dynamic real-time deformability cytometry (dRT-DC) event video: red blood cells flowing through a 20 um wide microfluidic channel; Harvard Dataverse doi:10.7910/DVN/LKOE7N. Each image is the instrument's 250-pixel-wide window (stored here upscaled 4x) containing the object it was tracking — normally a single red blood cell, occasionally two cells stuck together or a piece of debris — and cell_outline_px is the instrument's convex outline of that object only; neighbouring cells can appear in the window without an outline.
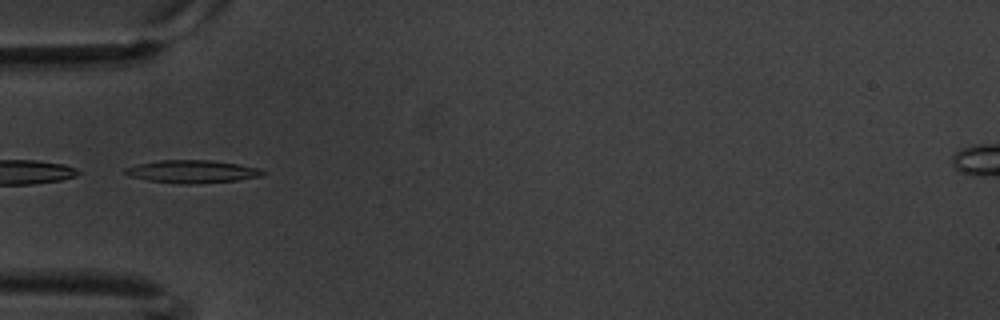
{"species": "common noctule bat (a hibernating species)", "species_latin": "Nyctalus noctula", "temperature_condition": "warm", "stored_images_in_passage": 5, "camera_frame_rate_fps": 3000, "um_per_image_px": 0.085, "animal": {"sex": "male", "body_mass_g": 20.1, "forearm_length_mm": 53.5}, "frame": {"image": 1, "passage_image": 1, "time_ms": 0.0, "image_size_px": [1000, 320], "cell_outline_px": [[268, 172], [264, 176], [236, 180], [196, 184], [180, 184], [148, 180], [128, 176], [124, 172], [124, 168], [136, 164], [160, 160], [208, 160], [236, 164], [260, 168]], "centroid_in_image_um": [16.34, 14.58], "position_along_channel_um": 68.7, "area_um2": 18.38}}